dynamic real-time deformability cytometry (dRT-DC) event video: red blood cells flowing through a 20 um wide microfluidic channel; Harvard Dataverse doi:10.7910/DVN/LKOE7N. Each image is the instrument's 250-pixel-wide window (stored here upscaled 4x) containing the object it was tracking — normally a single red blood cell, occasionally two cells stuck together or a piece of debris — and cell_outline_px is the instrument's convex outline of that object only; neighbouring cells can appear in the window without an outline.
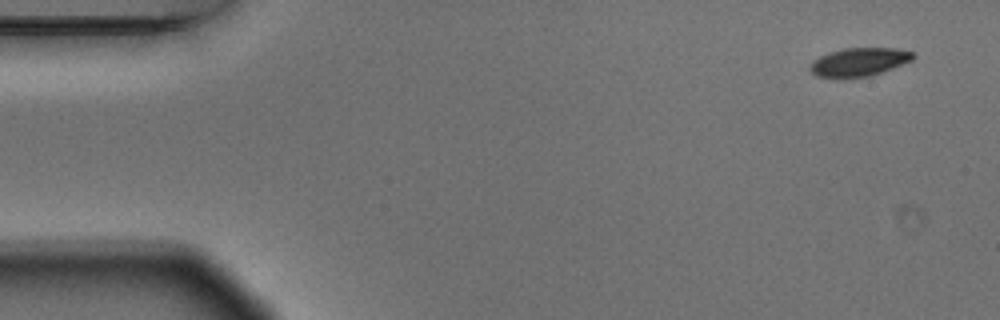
{"species": "Egyptian fruit bat (a non-hibernating species)", "species_latin": "Rousettus aegyptiacus", "temperature_condition": "warm", "stored_images_in_passage": 4, "camera_frame_rate_fps": 3000, "um_per_image_px": 0.085, "animal": {"sex": "male"}, "frame": {"image": 1, "passage_image": 1, "time_ms": 0.0, "image_size_px": [1000, 320], "cell_outline_px": [[916, 56], [912, 60], [872, 76], [840, 80], [836, 80], [816, 76], [808, 68], [812, 60], [828, 52], [844, 48], [896, 48], [916, 52]], "centroid_in_image_um": [72.98, 5.3], "position_along_channel_um": 12.0, "area_um2": 17.74}}
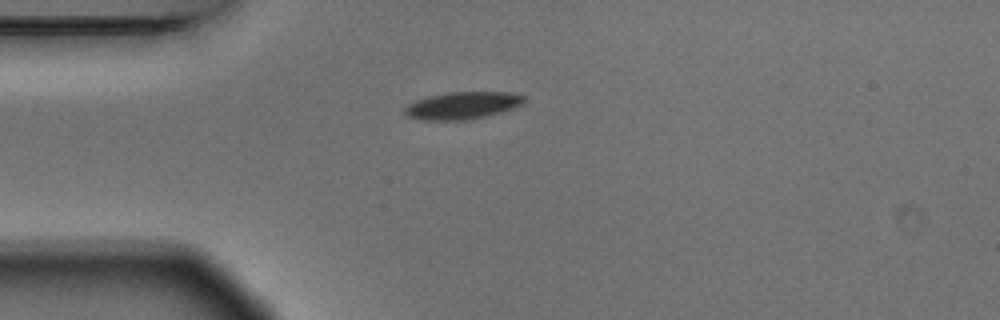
{"frame": {"image": 2, "passage_image": 4, "time_ms": 1.0, "image_size_px": [1000, 320], "cell_outline_px": [[524, 104], [516, 108], [468, 120], [420, 120], [408, 116], [404, 112], [404, 108], [408, 104], [416, 100], [428, 96], [448, 92], [508, 92], [524, 96]], "centroid_in_image_um": [39.31, 8.96], "position_along_channel_um": 45.7, "area_um2": 19.02}}